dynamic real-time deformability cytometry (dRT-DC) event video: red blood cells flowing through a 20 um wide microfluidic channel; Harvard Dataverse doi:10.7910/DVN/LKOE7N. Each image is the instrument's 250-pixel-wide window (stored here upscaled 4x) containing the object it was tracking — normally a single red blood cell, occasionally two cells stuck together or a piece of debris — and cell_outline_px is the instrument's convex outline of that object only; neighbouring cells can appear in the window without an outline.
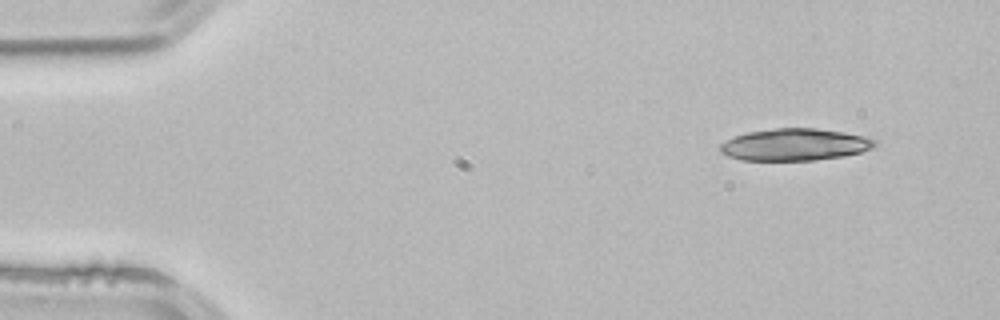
{"species": "common noctule bat (a hibernating species)", "species_latin": "Nyctalus noctula", "temperature_condition": "room temperature", "stored_images_in_passage": 2, "camera_frame_rate_fps": 3000, "um_per_image_px": 0.085, "animal": {"sex": "male", "body_mass_g": 21.5, "forearm_length_mm": 52.0}, "frame": {"image": 1, "passage_image": 1, "time_ms": 0.0, "image_size_px": [1000, 320], "cell_outline_px": [[876, 144], [872, 148], [860, 152], [844, 156], [816, 160], [740, 160], [728, 156], [720, 152], [720, 144], [736, 136], [748, 132], [776, 128], [816, 128], [844, 132], [864, 136], [876, 140]], "centroid_in_image_um": [67.57, 12.29], "position_along_channel_um": 17.4, "area_um2": 28.73}}